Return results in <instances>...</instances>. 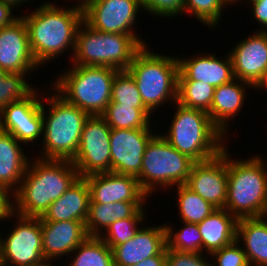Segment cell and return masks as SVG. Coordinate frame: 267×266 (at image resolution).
<instances>
[{
    "instance_id": "14",
    "label": "cell",
    "mask_w": 267,
    "mask_h": 266,
    "mask_svg": "<svg viewBox=\"0 0 267 266\" xmlns=\"http://www.w3.org/2000/svg\"><path fill=\"white\" fill-rule=\"evenodd\" d=\"M185 185L216 208H225L228 191V148L217 156L196 162Z\"/></svg>"
},
{
    "instance_id": "23",
    "label": "cell",
    "mask_w": 267,
    "mask_h": 266,
    "mask_svg": "<svg viewBox=\"0 0 267 266\" xmlns=\"http://www.w3.org/2000/svg\"><path fill=\"white\" fill-rule=\"evenodd\" d=\"M22 148L10 133L0 130V186L11 195L19 189L30 161Z\"/></svg>"
},
{
    "instance_id": "15",
    "label": "cell",
    "mask_w": 267,
    "mask_h": 266,
    "mask_svg": "<svg viewBox=\"0 0 267 266\" xmlns=\"http://www.w3.org/2000/svg\"><path fill=\"white\" fill-rule=\"evenodd\" d=\"M151 129L111 128V172L136 178L140 175L146 146L155 135Z\"/></svg>"
},
{
    "instance_id": "9",
    "label": "cell",
    "mask_w": 267,
    "mask_h": 266,
    "mask_svg": "<svg viewBox=\"0 0 267 266\" xmlns=\"http://www.w3.org/2000/svg\"><path fill=\"white\" fill-rule=\"evenodd\" d=\"M154 133L146 146L141 172L137 177L141 189L148 196L158 188L166 190L174 185L185 184L196 163L170 145L161 133Z\"/></svg>"
},
{
    "instance_id": "35",
    "label": "cell",
    "mask_w": 267,
    "mask_h": 266,
    "mask_svg": "<svg viewBox=\"0 0 267 266\" xmlns=\"http://www.w3.org/2000/svg\"><path fill=\"white\" fill-rule=\"evenodd\" d=\"M110 102L132 106V108H146L142 102L136 82L126 70H121L115 75Z\"/></svg>"
},
{
    "instance_id": "41",
    "label": "cell",
    "mask_w": 267,
    "mask_h": 266,
    "mask_svg": "<svg viewBox=\"0 0 267 266\" xmlns=\"http://www.w3.org/2000/svg\"><path fill=\"white\" fill-rule=\"evenodd\" d=\"M249 4H251L250 8L252 9L251 15L263 27L259 31H267V0H256Z\"/></svg>"
},
{
    "instance_id": "42",
    "label": "cell",
    "mask_w": 267,
    "mask_h": 266,
    "mask_svg": "<svg viewBox=\"0 0 267 266\" xmlns=\"http://www.w3.org/2000/svg\"><path fill=\"white\" fill-rule=\"evenodd\" d=\"M14 7L8 3L0 1V28L9 26L18 20L21 16H14Z\"/></svg>"
},
{
    "instance_id": "26",
    "label": "cell",
    "mask_w": 267,
    "mask_h": 266,
    "mask_svg": "<svg viewBox=\"0 0 267 266\" xmlns=\"http://www.w3.org/2000/svg\"><path fill=\"white\" fill-rule=\"evenodd\" d=\"M237 219L225 208H217L202 222L198 223L202 236V253L212 252L230 245L236 240Z\"/></svg>"
},
{
    "instance_id": "33",
    "label": "cell",
    "mask_w": 267,
    "mask_h": 266,
    "mask_svg": "<svg viewBox=\"0 0 267 266\" xmlns=\"http://www.w3.org/2000/svg\"><path fill=\"white\" fill-rule=\"evenodd\" d=\"M229 4L231 0H185L184 14L194 16L197 21L213 29L219 26L222 10Z\"/></svg>"
},
{
    "instance_id": "12",
    "label": "cell",
    "mask_w": 267,
    "mask_h": 266,
    "mask_svg": "<svg viewBox=\"0 0 267 266\" xmlns=\"http://www.w3.org/2000/svg\"><path fill=\"white\" fill-rule=\"evenodd\" d=\"M83 20L101 32L136 34L140 0H81ZM134 25V26H133Z\"/></svg>"
},
{
    "instance_id": "49",
    "label": "cell",
    "mask_w": 267,
    "mask_h": 266,
    "mask_svg": "<svg viewBox=\"0 0 267 266\" xmlns=\"http://www.w3.org/2000/svg\"><path fill=\"white\" fill-rule=\"evenodd\" d=\"M7 72L4 69L0 68V79L6 74Z\"/></svg>"
},
{
    "instance_id": "44",
    "label": "cell",
    "mask_w": 267,
    "mask_h": 266,
    "mask_svg": "<svg viewBox=\"0 0 267 266\" xmlns=\"http://www.w3.org/2000/svg\"><path fill=\"white\" fill-rule=\"evenodd\" d=\"M0 1H2V2H5V3H8V4H10V5H12L14 8H19V6L20 7H22V5L24 4V3H28L29 2V0H0ZM30 1H32V0H30Z\"/></svg>"
},
{
    "instance_id": "17",
    "label": "cell",
    "mask_w": 267,
    "mask_h": 266,
    "mask_svg": "<svg viewBox=\"0 0 267 266\" xmlns=\"http://www.w3.org/2000/svg\"><path fill=\"white\" fill-rule=\"evenodd\" d=\"M0 68L8 73L23 74L40 68L31 52L28 29L22 17L0 28Z\"/></svg>"
},
{
    "instance_id": "46",
    "label": "cell",
    "mask_w": 267,
    "mask_h": 266,
    "mask_svg": "<svg viewBox=\"0 0 267 266\" xmlns=\"http://www.w3.org/2000/svg\"><path fill=\"white\" fill-rule=\"evenodd\" d=\"M259 218L267 226V207L261 212Z\"/></svg>"
},
{
    "instance_id": "3",
    "label": "cell",
    "mask_w": 267,
    "mask_h": 266,
    "mask_svg": "<svg viewBox=\"0 0 267 266\" xmlns=\"http://www.w3.org/2000/svg\"><path fill=\"white\" fill-rule=\"evenodd\" d=\"M52 93L47 98L42 93V101L47 107L42 102L43 150L36 158L72 161L79 147L84 123L90 115L68 103L56 91Z\"/></svg>"
},
{
    "instance_id": "29",
    "label": "cell",
    "mask_w": 267,
    "mask_h": 266,
    "mask_svg": "<svg viewBox=\"0 0 267 266\" xmlns=\"http://www.w3.org/2000/svg\"><path fill=\"white\" fill-rule=\"evenodd\" d=\"M70 255L69 266H115L112 249L97 236H88Z\"/></svg>"
},
{
    "instance_id": "47",
    "label": "cell",
    "mask_w": 267,
    "mask_h": 266,
    "mask_svg": "<svg viewBox=\"0 0 267 266\" xmlns=\"http://www.w3.org/2000/svg\"><path fill=\"white\" fill-rule=\"evenodd\" d=\"M262 88L267 89V73H266L263 81L257 86L256 90H259V89L263 90Z\"/></svg>"
},
{
    "instance_id": "32",
    "label": "cell",
    "mask_w": 267,
    "mask_h": 266,
    "mask_svg": "<svg viewBox=\"0 0 267 266\" xmlns=\"http://www.w3.org/2000/svg\"><path fill=\"white\" fill-rule=\"evenodd\" d=\"M183 228L174 232L173 225H165L166 248L178 252L202 253V236L195 223L182 222Z\"/></svg>"
},
{
    "instance_id": "16",
    "label": "cell",
    "mask_w": 267,
    "mask_h": 266,
    "mask_svg": "<svg viewBox=\"0 0 267 266\" xmlns=\"http://www.w3.org/2000/svg\"><path fill=\"white\" fill-rule=\"evenodd\" d=\"M229 54L235 79L245 81L256 89L267 73V31L257 30L248 35L236 43Z\"/></svg>"
},
{
    "instance_id": "38",
    "label": "cell",
    "mask_w": 267,
    "mask_h": 266,
    "mask_svg": "<svg viewBox=\"0 0 267 266\" xmlns=\"http://www.w3.org/2000/svg\"><path fill=\"white\" fill-rule=\"evenodd\" d=\"M142 9L156 17H178L184 13L185 0H140ZM178 15V16H177Z\"/></svg>"
},
{
    "instance_id": "18",
    "label": "cell",
    "mask_w": 267,
    "mask_h": 266,
    "mask_svg": "<svg viewBox=\"0 0 267 266\" xmlns=\"http://www.w3.org/2000/svg\"><path fill=\"white\" fill-rule=\"evenodd\" d=\"M90 191V203L148 202L149 197L140 187L138 179L114 172L84 177Z\"/></svg>"
},
{
    "instance_id": "48",
    "label": "cell",
    "mask_w": 267,
    "mask_h": 266,
    "mask_svg": "<svg viewBox=\"0 0 267 266\" xmlns=\"http://www.w3.org/2000/svg\"><path fill=\"white\" fill-rule=\"evenodd\" d=\"M238 1L240 2L241 0H231V4L230 5L232 6L233 3L235 4ZM244 1H247V3L248 2L251 3V2L256 1V0H244Z\"/></svg>"
},
{
    "instance_id": "19",
    "label": "cell",
    "mask_w": 267,
    "mask_h": 266,
    "mask_svg": "<svg viewBox=\"0 0 267 266\" xmlns=\"http://www.w3.org/2000/svg\"><path fill=\"white\" fill-rule=\"evenodd\" d=\"M215 54L201 53L191 57H179L178 80L203 81L214 88L232 82L235 79L230 54L225 59Z\"/></svg>"
},
{
    "instance_id": "37",
    "label": "cell",
    "mask_w": 267,
    "mask_h": 266,
    "mask_svg": "<svg viewBox=\"0 0 267 266\" xmlns=\"http://www.w3.org/2000/svg\"><path fill=\"white\" fill-rule=\"evenodd\" d=\"M242 245L235 240L230 245L212 252L209 256L215 258L211 266H249Z\"/></svg>"
},
{
    "instance_id": "7",
    "label": "cell",
    "mask_w": 267,
    "mask_h": 266,
    "mask_svg": "<svg viewBox=\"0 0 267 266\" xmlns=\"http://www.w3.org/2000/svg\"><path fill=\"white\" fill-rule=\"evenodd\" d=\"M53 80L50 90L90 116L102 115L111 100L112 83L119 70L108 66L72 65ZM55 81V82H54Z\"/></svg>"
},
{
    "instance_id": "28",
    "label": "cell",
    "mask_w": 267,
    "mask_h": 266,
    "mask_svg": "<svg viewBox=\"0 0 267 266\" xmlns=\"http://www.w3.org/2000/svg\"><path fill=\"white\" fill-rule=\"evenodd\" d=\"M152 113L147 108H132L110 102L105 112L101 115L107 124L114 129H142L151 127Z\"/></svg>"
},
{
    "instance_id": "21",
    "label": "cell",
    "mask_w": 267,
    "mask_h": 266,
    "mask_svg": "<svg viewBox=\"0 0 267 266\" xmlns=\"http://www.w3.org/2000/svg\"><path fill=\"white\" fill-rule=\"evenodd\" d=\"M40 221L44 258L67 256L88 237L82 221H45L42 217Z\"/></svg>"
},
{
    "instance_id": "4",
    "label": "cell",
    "mask_w": 267,
    "mask_h": 266,
    "mask_svg": "<svg viewBox=\"0 0 267 266\" xmlns=\"http://www.w3.org/2000/svg\"><path fill=\"white\" fill-rule=\"evenodd\" d=\"M176 111L164 135L166 141L195 162L217 156L225 147V135L212 123L209 114L176 102ZM169 131V132H168ZM224 141V143H223Z\"/></svg>"
},
{
    "instance_id": "34",
    "label": "cell",
    "mask_w": 267,
    "mask_h": 266,
    "mask_svg": "<svg viewBox=\"0 0 267 266\" xmlns=\"http://www.w3.org/2000/svg\"><path fill=\"white\" fill-rule=\"evenodd\" d=\"M23 73H6L0 79V112L9 104L24 100L31 95L36 88L26 81Z\"/></svg>"
},
{
    "instance_id": "1",
    "label": "cell",
    "mask_w": 267,
    "mask_h": 266,
    "mask_svg": "<svg viewBox=\"0 0 267 266\" xmlns=\"http://www.w3.org/2000/svg\"><path fill=\"white\" fill-rule=\"evenodd\" d=\"M20 16L27 26L30 49L39 66L54 61L70 49L73 56L77 30L83 21L80 0L67 8L44 1L35 11Z\"/></svg>"
},
{
    "instance_id": "24",
    "label": "cell",
    "mask_w": 267,
    "mask_h": 266,
    "mask_svg": "<svg viewBox=\"0 0 267 266\" xmlns=\"http://www.w3.org/2000/svg\"><path fill=\"white\" fill-rule=\"evenodd\" d=\"M90 203L89 186L84 178L75 183L44 213L45 221H82L86 222Z\"/></svg>"
},
{
    "instance_id": "40",
    "label": "cell",
    "mask_w": 267,
    "mask_h": 266,
    "mask_svg": "<svg viewBox=\"0 0 267 266\" xmlns=\"http://www.w3.org/2000/svg\"><path fill=\"white\" fill-rule=\"evenodd\" d=\"M12 195L0 186V221L14 218Z\"/></svg>"
},
{
    "instance_id": "8",
    "label": "cell",
    "mask_w": 267,
    "mask_h": 266,
    "mask_svg": "<svg viewBox=\"0 0 267 266\" xmlns=\"http://www.w3.org/2000/svg\"><path fill=\"white\" fill-rule=\"evenodd\" d=\"M229 153L225 209L237 220L258 218L267 207V163L258 154L239 161Z\"/></svg>"
},
{
    "instance_id": "2",
    "label": "cell",
    "mask_w": 267,
    "mask_h": 266,
    "mask_svg": "<svg viewBox=\"0 0 267 266\" xmlns=\"http://www.w3.org/2000/svg\"><path fill=\"white\" fill-rule=\"evenodd\" d=\"M34 162V163H33ZM79 178L69 160L30 158L19 189L12 195L13 212L26 217H42Z\"/></svg>"
},
{
    "instance_id": "20",
    "label": "cell",
    "mask_w": 267,
    "mask_h": 266,
    "mask_svg": "<svg viewBox=\"0 0 267 266\" xmlns=\"http://www.w3.org/2000/svg\"><path fill=\"white\" fill-rule=\"evenodd\" d=\"M159 225L141 227L133 238L114 246V265L132 266L148 257L158 255L166 247L165 223Z\"/></svg>"
},
{
    "instance_id": "11",
    "label": "cell",
    "mask_w": 267,
    "mask_h": 266,
    "mask_svg": "<svg viewBox=\"0 0 267 266\" xmlns=\"http://www.w3.org/2000/svg\"><path fill=\"white\" fill-rule=\"evenodd\" d=\"M111 127L101 115L89 116L83 126L78 150L71 161L84 178L111 172Z\"/></svg>"
},
{
    "instance_id": "5",
    "label": "cell",
    "mask_w": 267,
    "mask_h": 266,
    "mask_svg": "<svg viewBox=\"0 0 267 266\" xmlns=\"http://www.w3.org/2000/svg\"><path fill=\"white\" fill-rule=\"evenodd\" d=\"M149 50L142 46L126 71L136 82L145 107L154 114L160 105L177 102L179 62L177 56Z\"/></svg>"
},
{
    "instance_id": "45",
    "label": "cell",
    "mask_w": 267,
    "mask_h": 266,
    "mask_svg": "<svg viewBox=\"0 0 267 266\" xmlns=\"http://www.w3.org/2000/svg\"><path fill=\"white\" fill-rule=\"evenodd\" d=\"M55 261V259L51 258H44L43 261L36 266H54V264H51V262Z\"/></svg>"
},
{
    "instance_id": "36",
    "label": "cell",
    "mask_w": 267,
    "mask_h": 266,
    "mask_svg": "<svg viewBox=\"0 0 267 266\" xmlns=\"http://www.w3.org/2000/svg\"><path fill=\"white\" fill-rule=\"evenodd\" d=\"M146 217H129L112 223L100 236L111 249L133 238ZM141 224V225H140Z\"/></svg>"
},
{
    "instance_id": "31",
    "label": "cell",
    "mask_w": 267,
    "mask_h": 266,
    "mask_svg": "<svg viewBox=\"0 0 267 266\" xmlns=\"http://www.w3.org/2000/svg\"><path fill=\"white\" fill-rule=\"evenodd\" d=\"M215 88L203 81L178 80L177 102L187 108L208 112Z\"/></svg>"
},
{
    "instance_id": "13",
    "label": "cell",
    "mask_w": 267,
    "mask_h": 266,
    "mask_svg": "<svg viewBox=\"0 0 267 266\" xmlns=\"http://www.w3.org/2000/svg\"><path fill=\"white\" fill-rule=\"evenodd\" d=\"M37 94L36 89L24 100L9 103L0 112V130L10 133L23 146L43 138L42 94L41 98Z\"/></svg>"
},
{
    "instance_id": "39",
    "label": "cell",
    "mask_w": 267,
    "mask_h": 266,
    "mask_svg": "<svg viewBox=\"0 0 267 266\" xmlns=\"http://www.w3.org/2000/svg\"><path fill=\"white\" fill-rule=\"evenodd\" d=\"M203 253L178 252L166 248V266H211Z\"/></svg>"
},
{
    "instance_id": "22",
    "label": "cell",
    "mask_w": 267,
    "mask_h": 266,
    "mask_svg": "<svg viewBox=\"0 0 267 266\" xmlns=\"http://www.w3.org/2000/svg\"><path fill=\"white\" fill-rule=\"evenodd\" d=\"M240 84V85H239ZM246 88H254L251 84L234 79L232 82L216 87L214 90L212 105L207 112L212 123L225 135L229 132V122L244 105V99H247ZM230 120V121H229Z\"/></svg>"
},
{
    "instance_id": "10",
    "label": "cell",
    "mask_w": 267,
    "mask_h": 266,
    "mask_svg": "<svg viewBox=\"0 0 267 266\" xmlns=\"http://www.w3.org/2000/svg\"><path fill=\"white\" fill-rule=\"evenodd\" d=\"M16 222L5 238L0 237L2 266H36L44 259L40 217L15 213Z\"/></svg>"
},
{
    "instance_id": "27",
    "label": "cell",
    "mask_w": 267,
    "mask_h": 266,
    "mask_svg": "<svg viewBox=\"0 0 267 266\" xmlns=\"http://www.w3.org/2000/svg\"><path fill=\"white\" fill-rule=\"evenodd\" d=\"M236 240L244 243L249 266H267V226L259 217L239 219Z\"/></svg>"
},
{
    "instance_id": "30",
    "label": "cell",
    "mask_w": 267,
    "mask_h": 266,
    "mask_svg": "<svg viewBox=\"0 0 267 266\" xmlns=\"http://www.w3.org/2000/svg\"><path fill=\"white\" fill-rule=\"evenodd\" d=\"M177 189V204L182 222L198 224L217 208L205 201L185 184L174 186Z\"/></svg>"
},
{
    "instance_id": "25",
    "label": "cell",
    "mask_w": 267,
    "mask_h": 266,
    "mask_svg": "<svg viewBox=\"0 0 267 266\" xmlns=\"http://www.w3.org/2000/svg\"><path fill=\"white\" fill-rule=\"evenodd\" d=\"M145 203L146 202L89 203L88 216L85 222L87 235L99 237L117 220L129 217H147L146 210H144L146 207Z\"/></svg>"
},
{
    "instance_id": "43",
    "label": "cell",
    "mask_w": 267,
    "mask_h": 266,
    "mask_svg": "<svg viewBox=\"0 0 267 266\" xmlns=\"http://www.w3.org/2000/svg\"><path fill=\"white\" fill-rule=\"evenodd\" d=\"M132 266H166V247L158 255L148 257Z\"/></svg>"
},
{
    "instance_id": "6",
    "label": "cell",
    "mask_w": 267,
    "mask_h": 266,
    "mask_svg": "<svg viewBox=\"0 0 267 266\" xmlns=\"http://www.w3.org/2000/svg\"><path fill=\"white\" fill-rule=\"evenodd\" d=\"M138 34L101 32L84 20L76 34L71 65L108 66L127 70L136 52L146 44Z\"/></svg>"
}]
</instances>
